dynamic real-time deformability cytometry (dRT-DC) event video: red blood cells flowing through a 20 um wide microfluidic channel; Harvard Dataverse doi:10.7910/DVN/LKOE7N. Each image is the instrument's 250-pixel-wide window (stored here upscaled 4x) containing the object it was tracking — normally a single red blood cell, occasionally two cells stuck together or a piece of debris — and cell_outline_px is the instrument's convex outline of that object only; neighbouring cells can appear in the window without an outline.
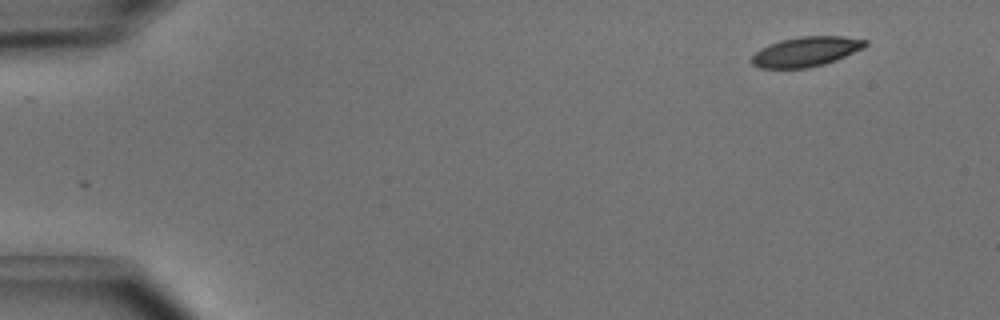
{"species": "common noctule bat (a hibernating species)", "species_latin": "Nyctalus noctula", "temperature_condition": "cold", "stored_images_in_passage": 2, "camera_frame_rate_fps": 3000, "um_per_image_px": 0.085, "animal": {"sex": "male", "body_mass_g": 15.6}, "frame": {"image": 1, "passage_image": 2, "time_ms": 0.333, "image_size_px": [1000, 320], "cell_outline_px": [[868, 44], [864, 48], [836, 60], [824, 64], [808, 68], [760, 68], [752, 64], [752, 56], [760, 48], [768, 44], [780, 40], [800, 36], [844, 36], [868, 40]], "centroid_in_image_um": [68.53, 4.38], "position_along_channel_um": 16.5, "area_um2": 19.83}}